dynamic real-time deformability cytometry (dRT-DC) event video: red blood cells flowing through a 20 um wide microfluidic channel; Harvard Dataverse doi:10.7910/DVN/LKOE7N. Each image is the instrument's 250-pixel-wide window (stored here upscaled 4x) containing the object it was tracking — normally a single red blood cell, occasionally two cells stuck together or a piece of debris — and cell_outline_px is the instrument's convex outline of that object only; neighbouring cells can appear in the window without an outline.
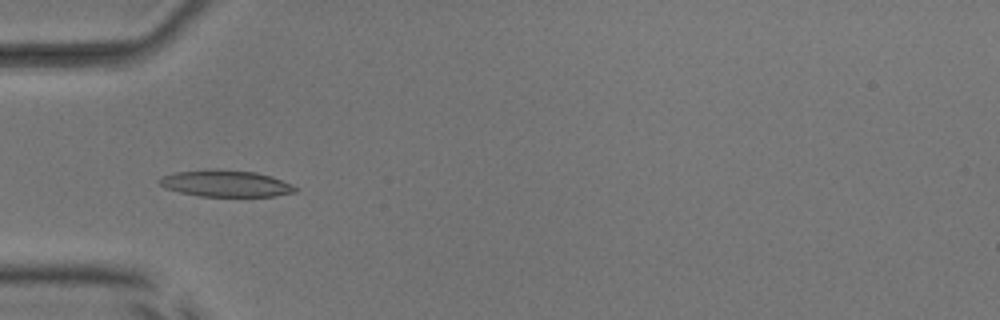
{"species": "common noctule bat (a hibernating species)", "species_latin": "Nyctalus noctula", "temperature_condition": "room temperature", "stored_images_in_passage": 54, "camera_frame_rate_fps": 3000, "um_per_image_px": 0.085, "animal": {"sex": "male", "body_mass_g": 17.9, "forearm_length_mm": 54.2}, "frame": {"image": 1, "passage_image": 18, "time_ms": 5.667, "image_size_px": [1000, 320], "cell_outline_px": [[300, 188], [296, 192], [276, 196], [200, 196], [180, 192], [164, 188], [156, 180], [164, 176], [176, 172], [208, 168], [216, 168], [256, 172], [272, 176], [292, 184]], "centroid_in_image_um": [19.21, 15.58], "position_along_channel_um": 65.8, "area_um2": 21.39}}
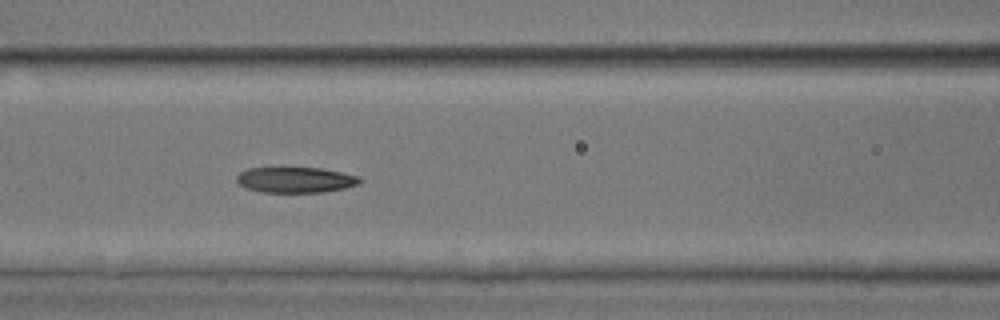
{"frame": {"image": 2, "passage_image": 24, "time_ms": 7.667, "image_size_px": [1000, 320], "cell_outline_px": [[364, 180], [360, 184], [344, 188], [324, 192], [260, 192], [244, 188], [236, 180], [236, 176], [240, 172], [248, 168], [320, 168], [360, 176]], "centroid_in_image_um": [25.13, 15.29], "position_along_channel_um": 141.5, "area_um2": 18.5}}
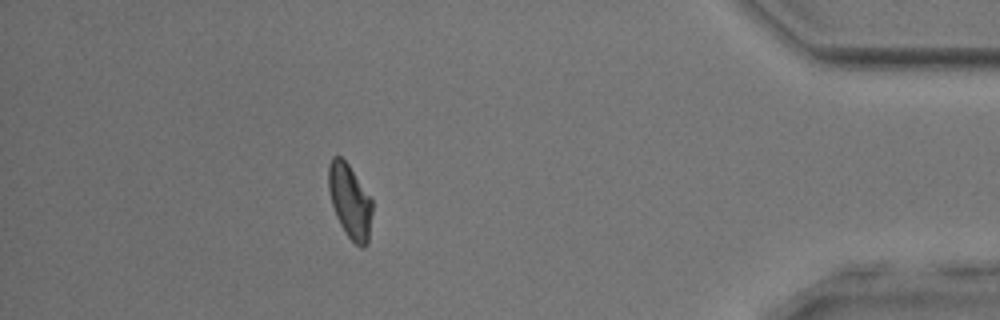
{"frame": {"image": 3, "passage_image": 48, "time_ms": 15.667, "image_size_px": [1000, 320], "cell_outline_px": [[372, 212], [368, 244], [364, 248], [360, 248], [348, 236], [340, 224], [336, 216], [328, 192], [328, 164], [332, 156], [340, 156], [348, 164], [372, 200]], "centroid_in_image_um": [29.73, 17.11], "position_along_channel_um": 405.5, "area_um2": 18.84}, "authors_computed_cell_mechanics": {"area_um2": 19.652, "velocity_mm_per_s": 3.8639, "shape_relaxation_time_tau1_ms": 5.9029, "shape_relaxation_time_tau2_ms": 3.4339, "deformation_change_tau1": 0.1892, "deformation_change_tau2": 0.1096}}